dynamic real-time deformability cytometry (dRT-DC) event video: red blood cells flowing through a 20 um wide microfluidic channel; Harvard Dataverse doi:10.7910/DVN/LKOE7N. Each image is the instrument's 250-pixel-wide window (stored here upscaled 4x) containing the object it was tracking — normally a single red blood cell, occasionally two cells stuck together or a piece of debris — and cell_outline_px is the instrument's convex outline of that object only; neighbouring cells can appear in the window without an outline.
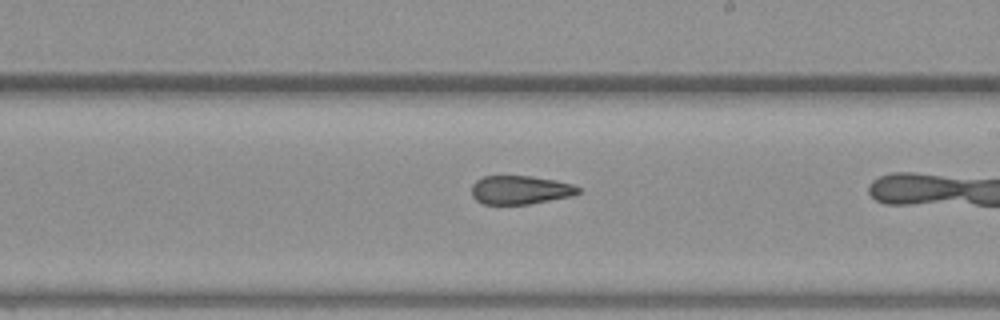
{"species": "common noctule bat (a hibernating species)", "species_latin": "Nyctalus noctula", "temperature_condition": "warm", "stored_images_in_passage": 14, "camera_frame_rate_fps": 3000, "um_per_image_px": 0.085, "animal": {"sex": "female", "body_mass_g": 19.3, "forearm_length_mm": 54.1}, "frame": {"image": 1, "passage_image": 13, "time_ms": 4.0, "image_size_px": [1000, 320], "cell_outline_px": [[580, 192], [572, 196], [528, 204], [484, 204], [476, 200], [472, 196], [472, 184], [476, 180], [484, 176], [532, 176], [556, 180], [572, 184], [580, 188]], "centroid_in_image_um": [44.22, 16.14], "position_along_channel_um": 244.8, "area_um2": 17.8}}